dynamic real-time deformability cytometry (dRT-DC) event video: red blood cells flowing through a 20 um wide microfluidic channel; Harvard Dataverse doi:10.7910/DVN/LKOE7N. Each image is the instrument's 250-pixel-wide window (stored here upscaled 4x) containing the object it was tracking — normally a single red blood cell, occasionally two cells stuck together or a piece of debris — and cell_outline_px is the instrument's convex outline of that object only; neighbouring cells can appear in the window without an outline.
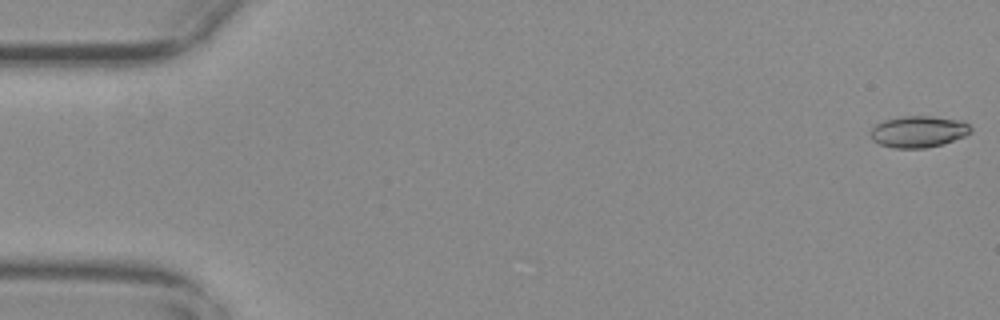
{"species": "common noctule bat (a hibernating species)", "species_latin": "Nyctalus noctula", "temperature_condition": "warm", "stored_images_in_passage": 9, "camera_frame_rate_fps": 3000, "um_per_image_px": 0.085, "animal": {"sex": "female", "body_mass_g": 29.2, "forearm_length_mm": 56.3}, "frame": {"image": 1, "passage_image": 1, "time_ms": 0.0, "image_size_px": [1000, 320], "cell_outline_px": [[972, 132], [964, 136], [944, 144], [924, 148], [892, 148], [880, 144], [872, 140], [872, 128], [876, 124], [884, 120], [900, 116], [932, 116], [964, 120], [972, 128]], "centroid_in_image_um": [78.1, 11.18], "position_along_channel_um": 6.9, "area_um2": 18.55}}